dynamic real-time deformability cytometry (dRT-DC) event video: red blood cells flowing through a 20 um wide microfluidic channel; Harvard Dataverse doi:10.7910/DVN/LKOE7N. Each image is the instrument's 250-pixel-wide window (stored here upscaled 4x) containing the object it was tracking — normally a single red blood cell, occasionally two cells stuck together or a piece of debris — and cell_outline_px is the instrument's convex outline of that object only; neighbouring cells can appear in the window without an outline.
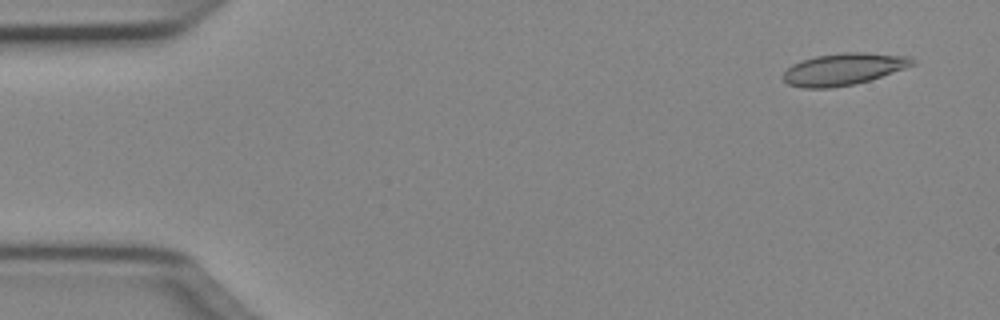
{"species": "Egyptian fruit bat (a non-hibernating species)", "species_latin": "Rousettus aegyptiacus", "temperature_condition": "cold", "stored_images_in_passage": 50, "camera_frame_rate_fps": 3000, "um_per_image_px": 0.085, "animal": {"sex": "female"}, "frame": {"image": 1, "passage_image": 3, "time_ms": 0.667, "image_size_px": [1000, 320], "cell_outline_px": [[916, 64], [868, 80], [852, 84], [832, 88], [804, 88], [788, 84], [784, 80], [784, 72], [792, 64], [816, 56], [844, 52], [860, 52], [912, 56], [916, 60]], "centroid_in_image_um": [71.72, 5.87], "position_along_channel_um": 13.3, "area_um2": 23.76}}
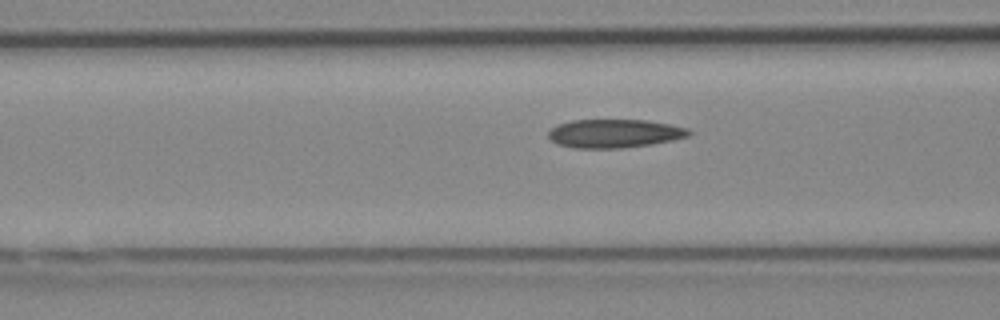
{"frame": {"image": 2, "passage_image": 19, "time_ms": 6.0, "image_size_px": [1000, 320], "cell_outline_px": [[692, 132], [688, 136], [672, 140], [652, 144], [624, 148], [572, 148], [556, 144], [548, 136], [548, 132], [556, 124], [572, 120], [648, 120], [688, 128]], "centroid_in_image_um": [52.2, 11.35], "position_along_channel_um": 114.4, "area_um2": 23.47}}
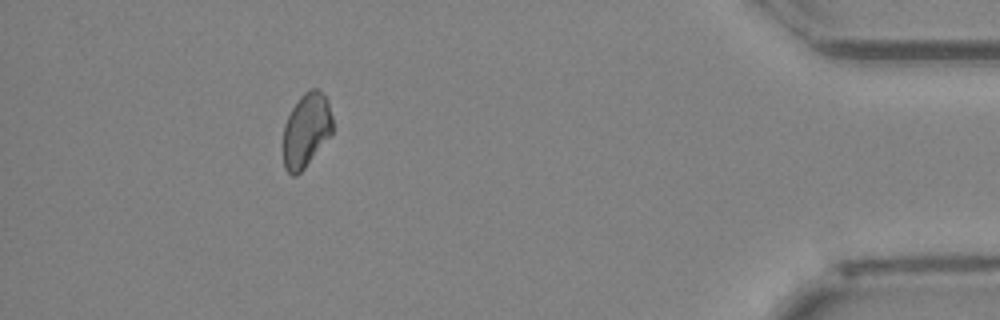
{"frame": {"image": 3, "passage_image": 45, "time_ms": 14.667, "image_size_px": [1000, 320], "cell_outline_px": [[332, 132], [304, 168], [296, 176], [292, 176], [284, 168], [284, 124], [292, 108], [300, 96], [308, 88], [316, 88], [328, 100], [332, 116]], "centroid_in_image_um": [26.02, 11.04], "position_along_channel_um": 409.2, "area_um2": 21.04}}